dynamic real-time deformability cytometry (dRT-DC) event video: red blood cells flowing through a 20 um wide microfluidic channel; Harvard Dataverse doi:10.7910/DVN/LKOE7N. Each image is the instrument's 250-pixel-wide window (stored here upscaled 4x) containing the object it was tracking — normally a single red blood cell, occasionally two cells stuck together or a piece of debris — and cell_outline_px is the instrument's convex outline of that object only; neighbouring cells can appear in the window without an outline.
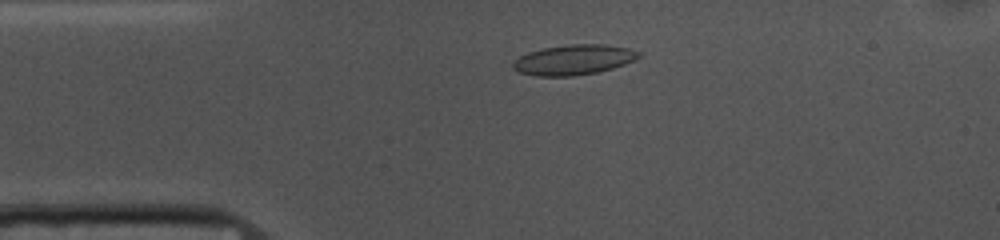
{"species": "common noctule bat (a hibernating species)", "species_latin": "Nyctalus noctula", "temperature_condition": "cold", "stored_images_in_passage": 50, "camera_frame_rate_fps": 3000, "um_per_image_px": 0.085, "animal": {"sex": "female", "body_mass_g": 10.0, "forearm_length_mm": 53.1}, "frame": {"image": 1, "passage_image": 8, "time_ms": 2.333, "image_size_px": [1000, 240], "cell_outline_px": [[640, 56], [636, 60], [612, 68], [596, 72], [572, 76], [536, 76], [520, 72], [512, 68], [512, 64], [520, 56], [528, 52], [544, 48], [568, 44], [604, 44], [628, 48], [640, 52]], "centroid_in_image_um": [48.77, 5.07], "position_along_channel_um": 36.2, "area_um2": 21.96}}
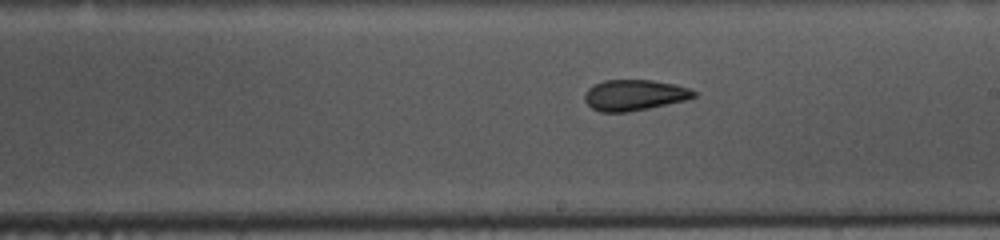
{"frame": {"image": 2, "passage_image": 26, "time_ms": 8.333, "image_size_px": [1000, 240], "cell_outline_px": [[696, 96], [688, 100], [628, 112], [600, 112], [592, 108], [584, 100], [584, 92], [592, 84], [604, 80], [652, 80], [676, 84], [688, 88], [696, 92]], "centroid_in_image_um": [53.9, 8.08], "position_along_channel_um": 235.1, "area_um2": 19.83}}
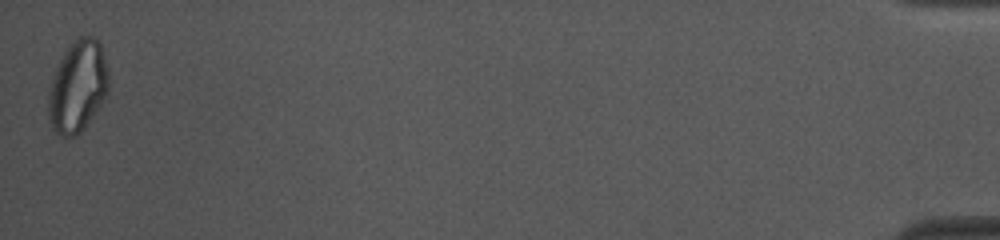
{"frame": {"image": 3, "passage_image": 50, "time_ms": 16.333, "image_size_px": [1000, 240], "cell_outline_px": [[108, 92], [84, 128], [80, 132], [72, 136], [60, 136], [52, 128], [48, 116], [48, 92], [56, 68], [64, 52], [72, 40], [80, 36], [92, 36], [100, 44], [108, 72]], "centroid_in_image_um": [6.59, 7.34], "position_along_channel_um": 428.6, "area_um2": 31.79}, "authors_computed_cell_mechanics": {"area_um2": 21.1548, "velocity_mm_per_s": 3.6832, "shape_relaxation_time_tau1_ms": 6.9237, "shape_relaxation_time_tau2_ms": 2.1949, "deformation_change_tau1": 0.1332, "deformation_change_tau2": 0.069}}